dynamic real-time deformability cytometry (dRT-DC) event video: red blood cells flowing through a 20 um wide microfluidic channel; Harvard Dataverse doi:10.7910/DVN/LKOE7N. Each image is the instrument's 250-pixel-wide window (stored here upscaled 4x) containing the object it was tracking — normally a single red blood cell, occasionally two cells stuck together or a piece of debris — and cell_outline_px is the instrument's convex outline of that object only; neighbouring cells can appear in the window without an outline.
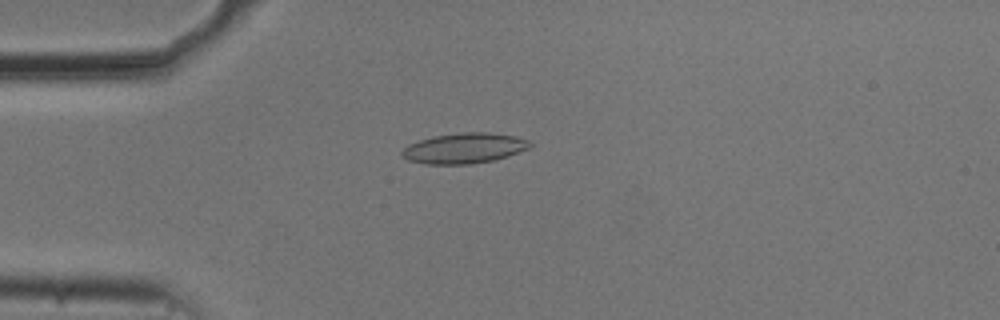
{"species": "common noctule bat (a hibernating species)", "species_latin": "Nyctalus noctula", "temperature_condition": "cold", "stored_images_in_passage": 54, "camera_frame_rate_fps": 3000, "um_per_image_px": 0.085, "animal": {"sex": "male", "body_mass_g": 20.5, "forearm_length_mm": 52.5}, "frame": {"image": 1, "passage_image": 14, "time_ms": 4.333, "image_size_px": [1000, 320], "cell_outline_px": [[532, 144], [528, 148], [508, 156], [492, 160], [472, 164], [424, 164], [408, 160], [400, 152], [408, 144], [432, 136], [460, 132], [488, 132], [516, 136], [528, 140]], "centroid_in_image_um": [39.44, 12.59], "position_along_channel_um": 45.6, "area_um2": 22.66}}
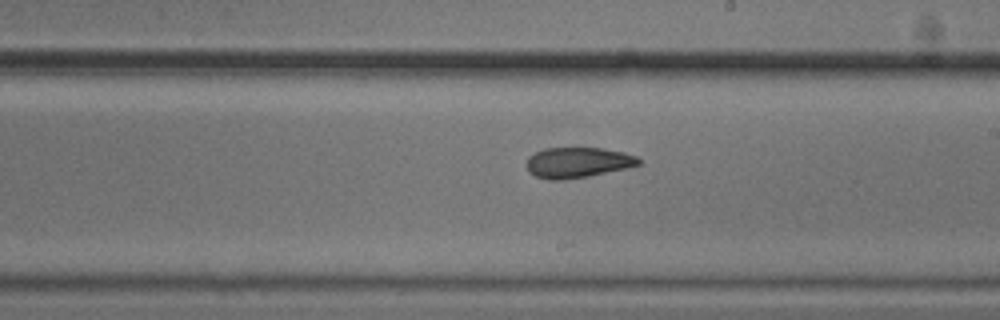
{"frame": {"image": 2, "passage_image": 31, "time_ms": 10.0, "image_size_px": [1000, 320], "cell_outline_px": [[640, 164], [628, 168], [588, 176], [560, 180], [552, 180], [536, 176], [528, 172], [528, 156], [544, 148], [604, 148], [624, 152], [636, 156], [640, 160]], "centroid_in_image_um": [49.12, 13.81], "position_along_channel_um": 239.9, "area_um2": 19.83}}
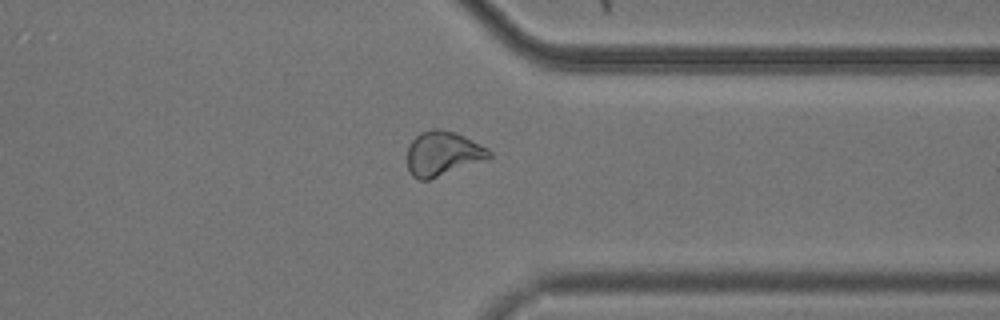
{"frame": {"image": 3, "passage_image": 42, "time_ms": 13.667, "image_size_px": [1000, 320], "cell_outline_px": [[492, 156], [428, 180], [420, 180], [412, 176], [408, 172], [408, 144], [420, 132], [432, 128], [440, 128], [456, 132], [488, 148], [492, 152]], "centroid_in_image_um": [37.59, 13.02], "position_along_channel_um": 373.8, "area_um2": 21.04}, "authors_computed_cell_mechanics": {"area_um2": 21.9351, "velocity_mm_per_s": 3.7276, "shape_relaxation_time_tau1_ms": 10.0051, "shape_relaxation_time_tau2_ms": 6.3257, "deformation_change_tau1": 0.1714, "deformation_change_tau2": 0.1282}}